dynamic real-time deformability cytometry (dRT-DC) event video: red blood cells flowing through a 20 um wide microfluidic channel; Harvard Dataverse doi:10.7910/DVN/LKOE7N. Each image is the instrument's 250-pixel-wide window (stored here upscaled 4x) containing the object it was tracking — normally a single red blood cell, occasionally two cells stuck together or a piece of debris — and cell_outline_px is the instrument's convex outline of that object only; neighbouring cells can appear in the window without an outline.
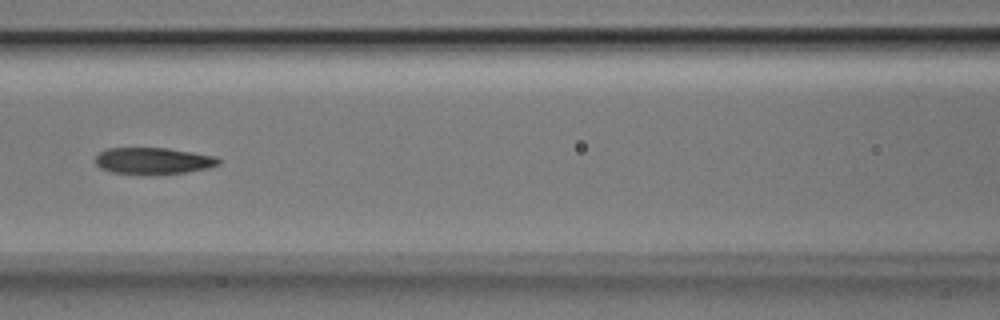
{"species": "Egyptian fruit bat (a non-hibernating species)", "species_latin": "Rousettus aegyptiacus", "temperature_condition": "room temperature", "stored_images_in_passage": 15, "camera_frame_rate_fps": 3000, "um_per_image_px": 0.085, "animal": {"sex": "male"}, "frame": {"image": 1, "passage_image": 9, "time_ms": 2.667, "image_size_px": [1000, 320], "cell_outline_px": [[220, 164], [208, 168], [184, 172], [152, 176], [144, 176], [112, 172], [100, 168], [96, 164], [96, 156], [100, 152], [108, 148], [168, 148], [216, 156], [220, 160]], "centroid_in_image_um": [13.02, 13.69], "position_along_channel_um": 153.6, "area_um2": 19.48}}